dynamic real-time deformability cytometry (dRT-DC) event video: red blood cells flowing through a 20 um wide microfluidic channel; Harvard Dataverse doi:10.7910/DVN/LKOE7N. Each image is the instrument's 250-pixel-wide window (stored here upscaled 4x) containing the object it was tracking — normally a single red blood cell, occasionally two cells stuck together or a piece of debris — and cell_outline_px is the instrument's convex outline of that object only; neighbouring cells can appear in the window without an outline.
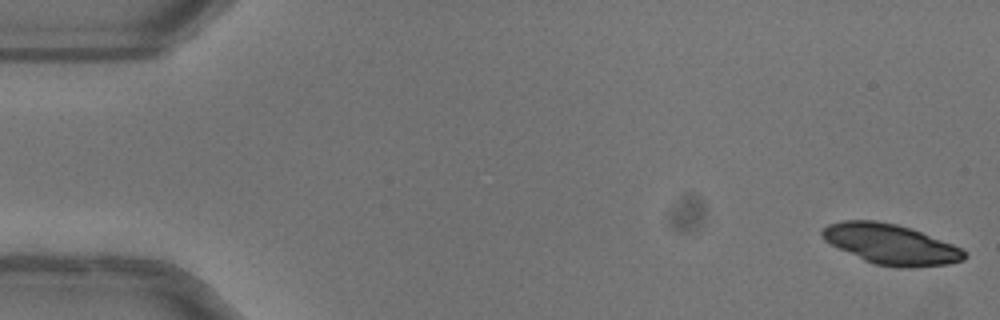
{"species": "common noctule bat (a hibernating species)", "species_latin": "Nyctalus noctula", "temperature_condition": "warm", "stored_images_in_passage": 51, "camera_frame_rate_fps": 3000, "um_per_image_px": 0.085, "animal": {"sex": "female"}, "frame": {"image": 1, "passage_image": 1, "time_ms": 0.0, "image_size_px": [1000, 320], "cell_outline_px": [[968, 256], [964, 260], [948, 264], [912, 268], [896, 268], [876, 264], [864, 260], [824, 240], [820, 236], [820, 232], [828, 224], [840, 220], [876, 220], [896, 224], [912, 228], [952, 244], [968, 252]], "centroid_in_image_um": [75.74, 20.76], "position_along_channel_um": 9.3, "area_um2": 33.47}}